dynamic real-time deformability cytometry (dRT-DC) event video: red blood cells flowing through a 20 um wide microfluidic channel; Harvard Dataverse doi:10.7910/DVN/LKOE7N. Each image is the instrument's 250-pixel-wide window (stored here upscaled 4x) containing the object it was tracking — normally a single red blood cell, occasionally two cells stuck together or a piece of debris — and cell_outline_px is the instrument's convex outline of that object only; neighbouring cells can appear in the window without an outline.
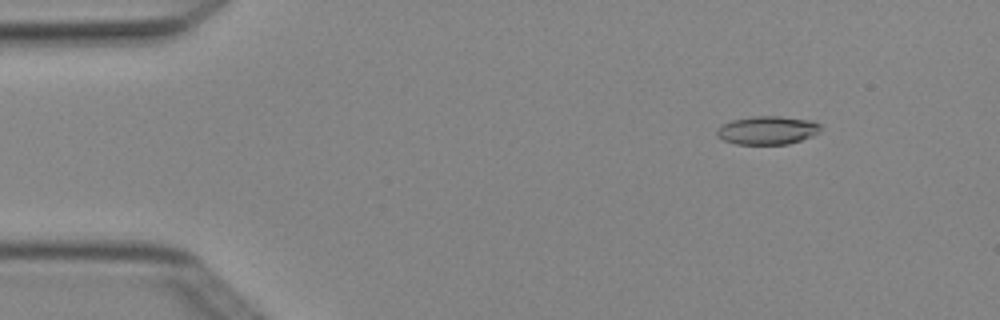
{"species": "Egyptian fruit bat (a non-hibernating species)", "species_latin": "Rousettus aegyptiacus", "temperature_condition": "cold", "stored_images_in_passage": 5, "camera_frame_rate_fps": 3000, "um_per_image_px": 0.085, "animal": {"sex": "female"}, "frame": {"image": 1, "passage_image": 2, "time_ms": 0.333, "image_size_px": [1000, 320], "cell_outline_px": [[820, 132], [812, 136], [788, 144], [736, 144], [724, 140], [716, 136], [716, 128], [720, 124], [732, 120], [752, 116], [780, 116], [812, 120], [820, 124]], "centroid_in_image_um": [65.2, 11.06], "position_along_channel_um": 19.8, "area_um2": 17.34}}